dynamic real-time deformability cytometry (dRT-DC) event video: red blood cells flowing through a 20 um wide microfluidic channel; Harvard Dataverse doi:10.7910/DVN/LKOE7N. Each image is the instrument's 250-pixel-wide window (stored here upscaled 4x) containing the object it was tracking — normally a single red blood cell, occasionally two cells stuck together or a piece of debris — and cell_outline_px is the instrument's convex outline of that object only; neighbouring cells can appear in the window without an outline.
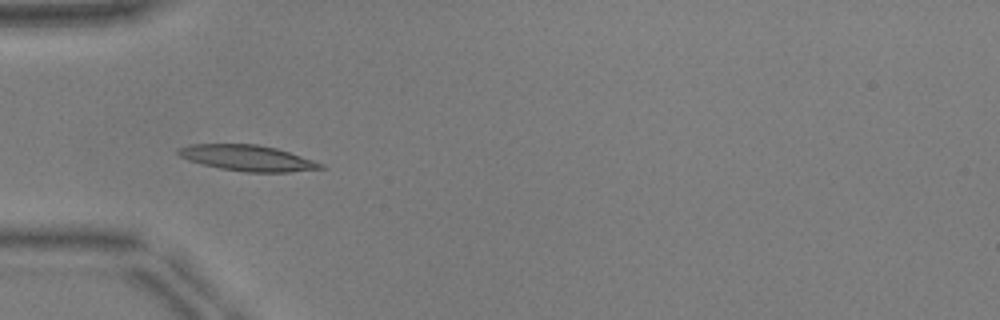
{"species": "common noctule bat (a hibernating species)", "species_latin": "Nyctalus noctula", "temperature_condition": "warm", "stored_images_in_passage": 52, "camera_frame_rate_fps": 3000, "um_per_image_px": 0.085, "animal": {"sex": "male", "body_mass_g": 17.9, "forearm_length_mm": 54.2}, "frame": {"image": 1, "passage_image": 17, "time_ms": 5.333, "image_size_px": [1000, 320], "cell_outline_px": [[324, 168], [288, 172], [244, 172], [220, 168], [188, 160], [180, 156], [176, 152], [176, 148], [192, 144], [256, 144], [276, 148], [324, 164]], "centroid_in_image_um": [21.0, 13.43], "position_along_channel_um": 64.0, "area_um2": 21.21}}
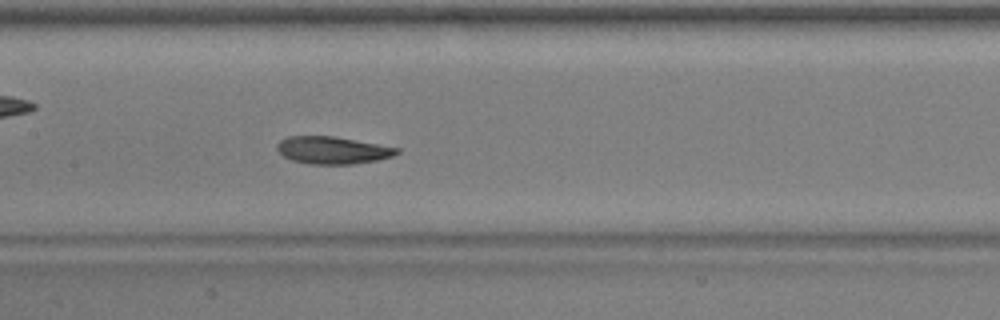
{"frame": {"image": 2, "passage_image": 26, "time_ms": 8.333, "image_size_px": [1000, 320], "cell_outline_px": [[400, 152], [392, 156], [376, 160], [352, 164], [308, 164], [292, 160], [284, 156], [276, 148], [276, 144], [280, 140], [288, 136], [332, 136], [400, 148]], "centroid_in_image_um": [28.24, 12.77], "position_along_channel_um": 179.2, "area_um2": 18.96}}
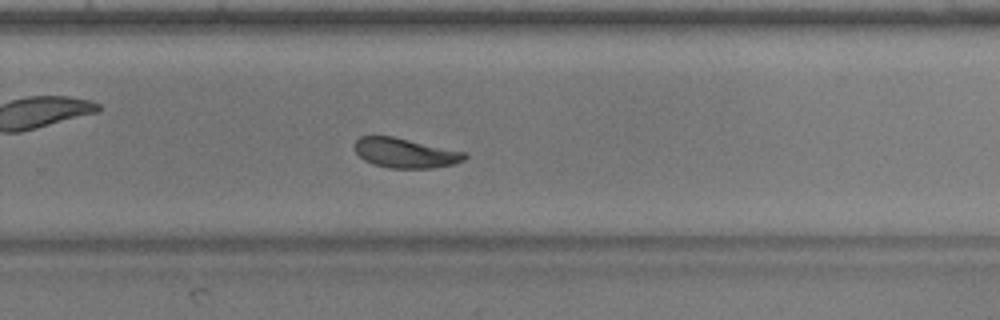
{"frame": {"image": 3, "passage_image": 35, "time_ms": 11.333, "image_size_px": [1000, 320], "cell_outline_px": [[468, 156], [464, 160], [456, 164], [428, 168], [392, 168], [372, 164], [364, 160], [356, 152], [352, 144], [360, 136], [392, 136], [468, 152]], "centroid_in_image_um": [34.46, 13.0], "position_along_channel_um": 295.3, "area_um2": 19.25}, "authors_computed_cell_mechanics": {"area_um2": 19.8254, "velocity_mm_per_s": 3.8944, "shape_relaxation_time_tau1_ms": 4.1403, "shape_relaxation_time_tau2_ms": 3.6137, "deformation_change_tau1": 0.1648, "deformation_change_tau2": 0.0642}}